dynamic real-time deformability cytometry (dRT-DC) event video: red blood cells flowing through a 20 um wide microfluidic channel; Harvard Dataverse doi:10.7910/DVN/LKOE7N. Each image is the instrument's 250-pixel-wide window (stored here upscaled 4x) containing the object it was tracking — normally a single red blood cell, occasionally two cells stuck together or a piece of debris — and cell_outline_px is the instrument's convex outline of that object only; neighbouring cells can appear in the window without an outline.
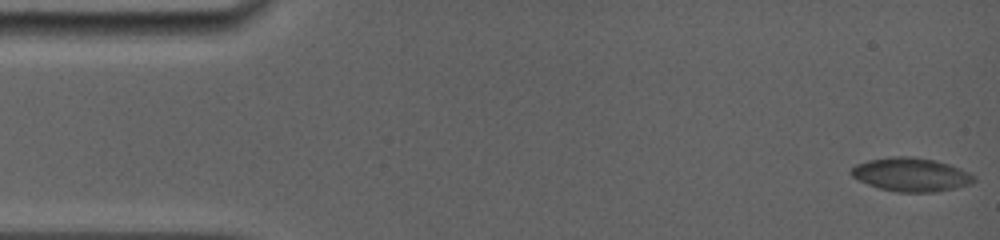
{"species": "common noctule bat (a hibernating species)", "species_latin": "Nyctalus noctula", "temperature_condition": "room temperature", "stored_images_in_passage": 32, "camera_frame_rate_fps": 5000, "um_per_image_px": 0.085, "animal": {"sex": "female", "body_mass_g": 19.0, "forearm_length_mm": 56.7}, "frame": {"image": 1, "passage_image": 1, "time_ms": 0.0, "image_size_px": [1000, 240], "cell_outline_px": [[976, 180], [972, 184], [956, 188], [936, 192], [896, 192], [880, 188], [868, 184], [852, 176], [848, 172], [856, 164], [868, 160], [892, 156], [912, 156], [932, 160], [948, 164], [960, 168], [976, 176]], "centroid_in_image_um": [77.46, 14.84], "position_along_channel_um": 7.5, "area_um2": 24.1}}
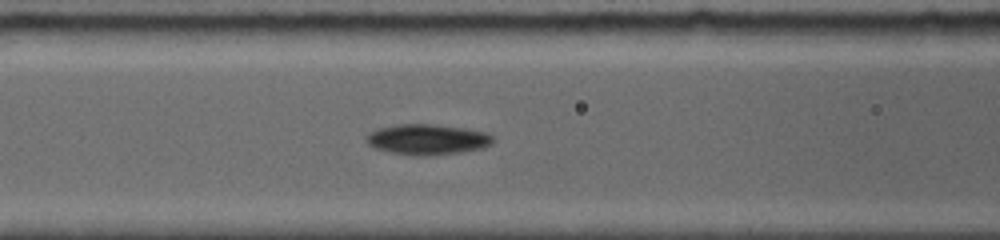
{"frame": {"image": 2, "passage_image": 14, "time_ms": 6.4, "image_size_px": [1000, 240], "cell_outline_px": [[492, 144], [484, 148], [460, 152], [428, 156], [412, 156], [372, 148], [364, 140], [364, 136], [368, 132], [376, 128], [396, 124], [436, 124], [464, 128], [488, 132], [492, 136]], "centroid_in_image_um": [36.27, 11.85], "position_along_channel_um": 130.3, "area_um2": 23.0}}
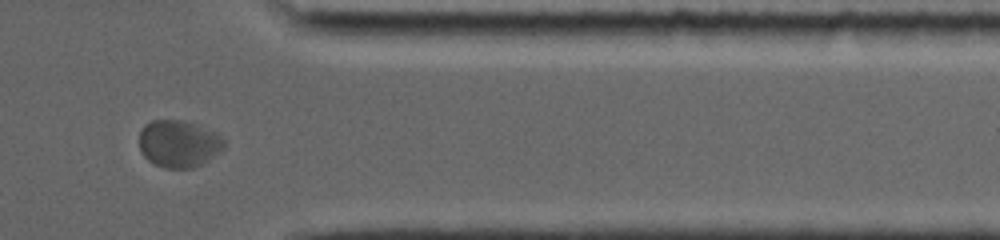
{"frame": {"image": 3, "passage_image": 28, "time_ms": 13.4, "image_size_px": [1000, 240], "cell_outline_px": [[224, 148], [220, 152], [208, 160], [192, 168], [164, 168], [148, 160], [140, 152], [140, 132], [144, 124], [152, 120], [184, 120], [196, 124], [216, 132], [224, 140]], "centroid_in_image_um": [15.19, 12.2], "position_along_channel_um": 396.2, "area_um2": 23.35}, "authors_computed_cell_mechanics": {"area_um2": 22.4553, "velocity_mm_per_s": 3.8348, "shape_relaxation_time_tau1_ms": 3.2354, "shape_relaxation_time_tau2_ms": 1.2248, "deformation_change_tau1": 0.0821, "deformation_change_tau2": 0.0507}}